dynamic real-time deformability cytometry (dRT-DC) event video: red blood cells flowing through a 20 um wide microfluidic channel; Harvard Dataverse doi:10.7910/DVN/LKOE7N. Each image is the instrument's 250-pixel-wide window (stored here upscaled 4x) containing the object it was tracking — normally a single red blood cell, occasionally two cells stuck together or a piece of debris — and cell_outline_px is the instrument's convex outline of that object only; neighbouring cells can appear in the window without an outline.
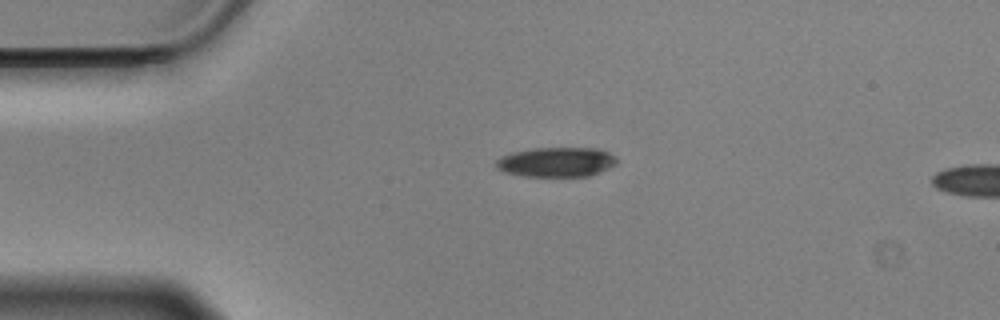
{"species": "Egyptian fruit bat (a non-hibernating species)", "species_latin": "Rousettus aegyptiacus", "temperature_condition": "cold", "stored_images_in_passage": 5, "camera_frame_rate_fps": 3000, "um_per_image_px": 0.085, "animal": {"sex": "male"}, "frame": {"image": 1, "passage_image": 1, "time_ms": 0.0, "image_size_px": [1000, 320], "cell_outline_px": [[616, 164], [608, 168], [588, 176], [524, 176], [504, 172], [496, 168], [496, 160], [512, 152], [532, 148], [600, 148], [616, 156]], "centroid_in_image_um": [47.3, 13.76], "position_along_channel_um": 37.7, "area_um2": 20.81}}